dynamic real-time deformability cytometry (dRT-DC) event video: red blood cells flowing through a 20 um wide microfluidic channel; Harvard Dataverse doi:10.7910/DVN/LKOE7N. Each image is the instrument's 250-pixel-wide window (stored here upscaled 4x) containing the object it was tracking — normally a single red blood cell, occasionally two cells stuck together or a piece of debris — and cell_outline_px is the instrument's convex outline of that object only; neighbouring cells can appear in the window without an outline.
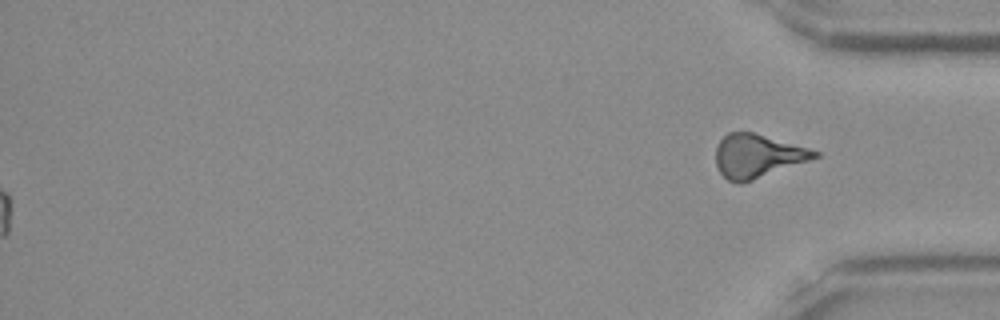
{"species": "Egyptian fruit bat (a non-hibernating species)", "species_latin": "Rousettus aegyptiacus", "temperature_condition": "room temperature", "stored_images_in_passage": 49, "segment_of_instrument_passage": [2, 2], "camera_frame_rate_fps": 3000, "um_per_image_px": 0.085, "frame": {"image": 1, "passage_image": 49, "time_ms": 16.0, "image_size_px": [1000, 320], "cell_outline_px": [[820, 156], [752, 180], [740, 184], [728, 180], [720, 172], [716, 164], [716, 148], [720, 140], [728, 132], [752, 132], [808, 148], [820, 152]], "centroid_in_image_um": [64.35, 13.25], "position_along_channel_um": 370.8, "area_um2": 24.57}}